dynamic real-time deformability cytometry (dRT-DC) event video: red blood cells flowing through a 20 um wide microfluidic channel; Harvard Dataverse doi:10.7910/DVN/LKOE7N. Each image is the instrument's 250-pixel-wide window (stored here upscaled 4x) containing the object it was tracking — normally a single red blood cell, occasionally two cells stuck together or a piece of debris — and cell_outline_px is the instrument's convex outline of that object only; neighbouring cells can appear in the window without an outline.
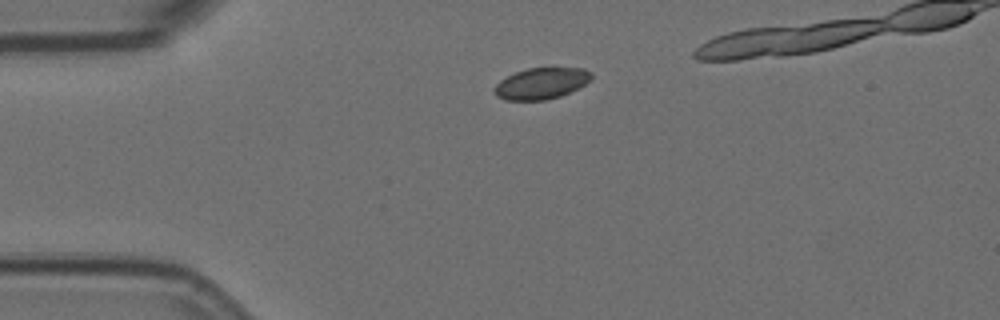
{"species": "Egyptian fruit bat (a non-hibernating species)", "species_latin": "Rousettus aegyptiacus", "temperature_condition": "room temperature", "stored_images_in_passage": 4, "camera_frame_rate_fps": 3000, "um_per_image_px": 0.085, "animal": {"sex": "female"}, "frame": {"image": 1, "passage_image": 2, "time_ms": 0.333, "image_size_px": [1000, 320], "cell_outline_px": [[592, 80], [560, 96], [544, 100], [504, 100], [496, 96], [492, 88], [500, 80], [516, 72], [528, 68], [584, 68], [592, 72]], "centroid_in_image_um": [45.99, 7.09], "position_along_channel_um": 39.0, "area_um2": 17.63}}